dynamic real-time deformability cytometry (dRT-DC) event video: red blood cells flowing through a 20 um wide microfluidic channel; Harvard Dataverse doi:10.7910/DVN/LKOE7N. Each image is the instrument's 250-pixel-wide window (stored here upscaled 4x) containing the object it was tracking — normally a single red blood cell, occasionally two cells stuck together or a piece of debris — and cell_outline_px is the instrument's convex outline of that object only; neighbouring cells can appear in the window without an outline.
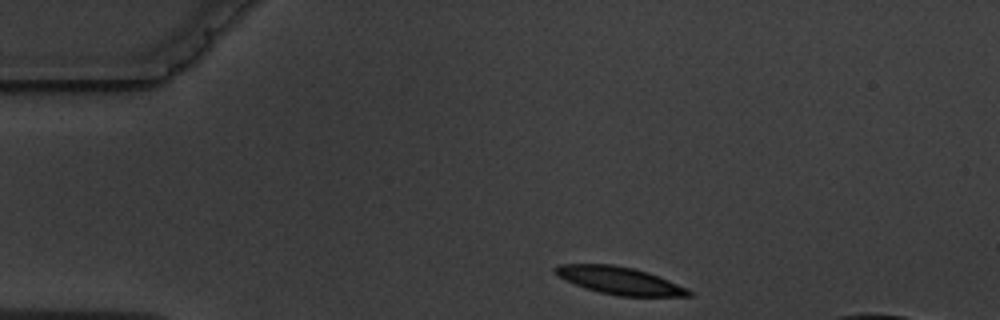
{"species": "common noctule bat (a hibernating species)", "species_latin": "Nyctalus noctula", "temperature_condition": "warm", "stored_images_in_passage": 3, "camera_frame_rate_fps": 3000, "um_per_image_px": 0.085, "animal": {"sex": "male", "body_mass_g": 19.5, "forearm_length_mm": 54.6}, "frame": {"image": 1, "passage_image": 1, "time_ms": 0.0, "image_size_px": [1000, 320], "cell_outline_px": [[692, 296], [620, 296], [600, 292], [584, 288], [556, 276], [552, 272], [552, 268], [560, 264], [612, 264], [632, 268], [648, 272], [688, 288], [692, 292]], "centroid_in_image_um": [52.62, 23.84], "position_along_channel_um": 32.4, "area_um2": 21.44}}
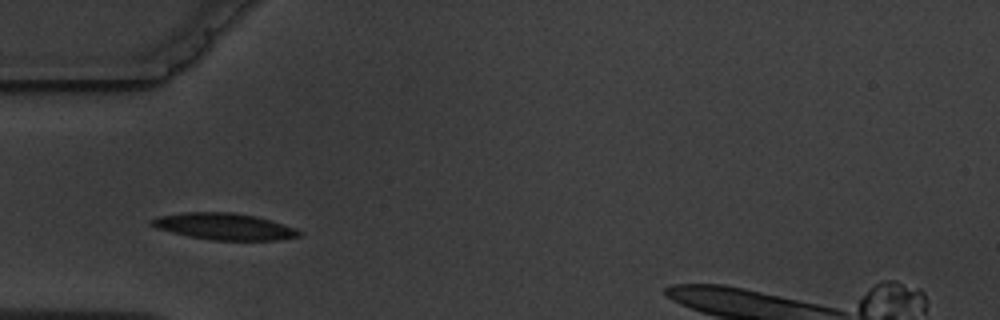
{"frame": {"image": 2, "passage_image": 3, "time_ms": 2.333, "image_size_px": [1000, 320], "cell_outline_px": [[304, 232], [300, 236], [276, 240], [212, 240], [188, 236], [156, 228], [148, 224], [148, 220], [160, 216], [184, 212], [232, 212], [256, 216], [296, 228]], "centroid_in_image_um": [19.05, 19.25], "position_along_channel_um": 66.0, "area_um2": 22.89}}